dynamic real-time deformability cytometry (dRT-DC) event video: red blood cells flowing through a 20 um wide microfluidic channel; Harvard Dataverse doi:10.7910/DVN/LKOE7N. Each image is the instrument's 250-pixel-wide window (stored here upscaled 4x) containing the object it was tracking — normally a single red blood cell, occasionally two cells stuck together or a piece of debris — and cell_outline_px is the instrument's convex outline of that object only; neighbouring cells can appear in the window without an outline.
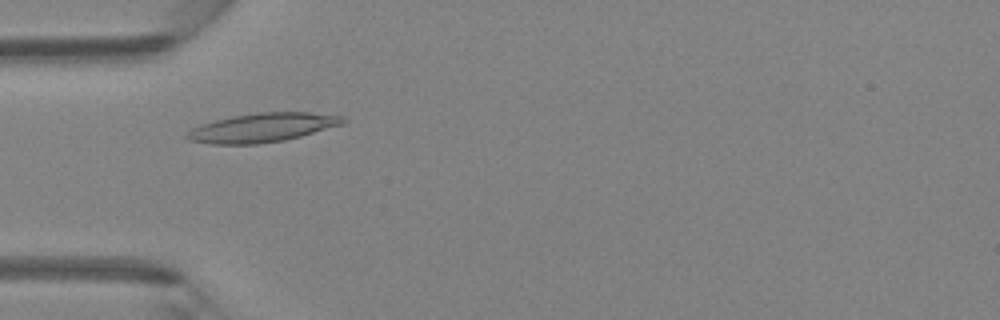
{"species": "Egyptian fruit bat (a non-hibernating species)", "species_latin": "Rousettus aegyptiacus", "temperature_condition": "room temperature", "stored_images_in_passage": 31, "camera_frame_rate_fps": 3000, "um_per_image_px": 0.085, "animal": {"sex": "female"}, "frame": {"image": 1, "passage_image": 2, "time_ms": 0.333, "image_size_px": [1000, 320], "cell_outline_px": [[348, 120], [344, 124], [300, 136], [284, 140], [256, 144], [212, 144], [188, 140], [184, 136], [192, 128], [200, 124], [232, 116], [256, 112], [308, 112], [340, 116]], "centroid_in_image_um": [22.28, 10.84], "position_along_channel_um": 62.7, "area_um2": 26.24}}
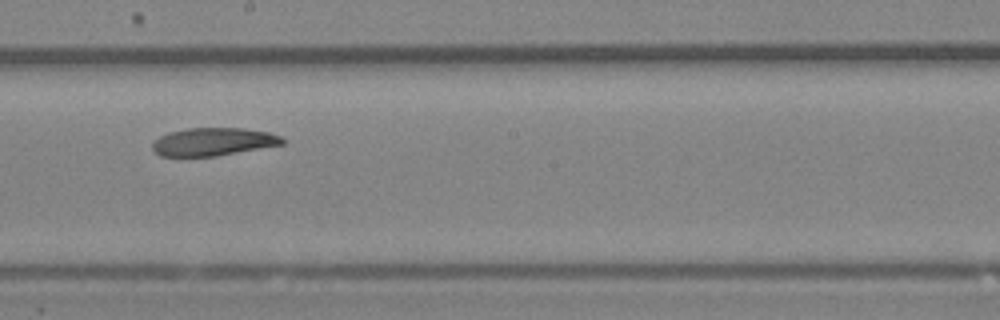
{"frame": {"image": 2, "passage_image": 14, "time_ms": 4.333, "image_size_px": [1000, 320], "cell_outline_px": [[284, 144], [216, 156], [160, 156], [152, 148], [152, 144], [160, 136], [168, 132], [188, 128], [244, 128], [268, 132], [280, 136], [284, 140]], "centroid_in_image_um": [18.12, 12.04], "position_along_channel_um": 230.1, "area_um2": 21.04}}
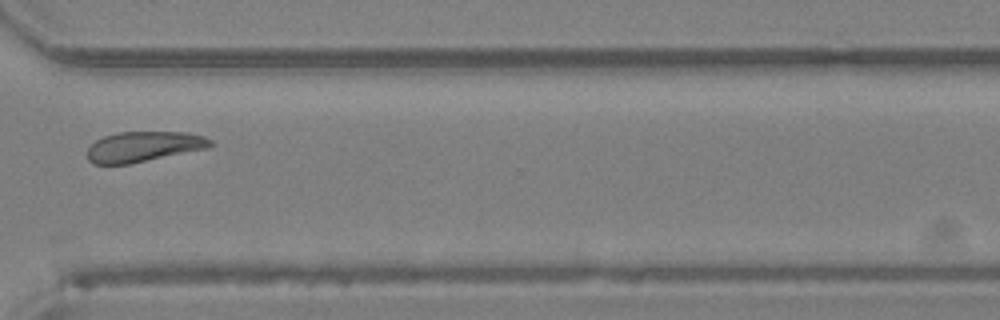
{"frame": {"image": 3, "passage_image": 23, "time_ms": 7.333, "image_size_px": [1000, 320], "cell_outline_px": [[216, 144], [208, 148], [128, 164], [92, 164], [88, 160], [88, 148], [96, 140], [104, 136], [116, 132], [184, 132], [204, 136], [212, 140]], "centroid_in_image_um": [12.23, 12.46], "position_along_channel_um": 358.4, "area_um2": 21.73}}